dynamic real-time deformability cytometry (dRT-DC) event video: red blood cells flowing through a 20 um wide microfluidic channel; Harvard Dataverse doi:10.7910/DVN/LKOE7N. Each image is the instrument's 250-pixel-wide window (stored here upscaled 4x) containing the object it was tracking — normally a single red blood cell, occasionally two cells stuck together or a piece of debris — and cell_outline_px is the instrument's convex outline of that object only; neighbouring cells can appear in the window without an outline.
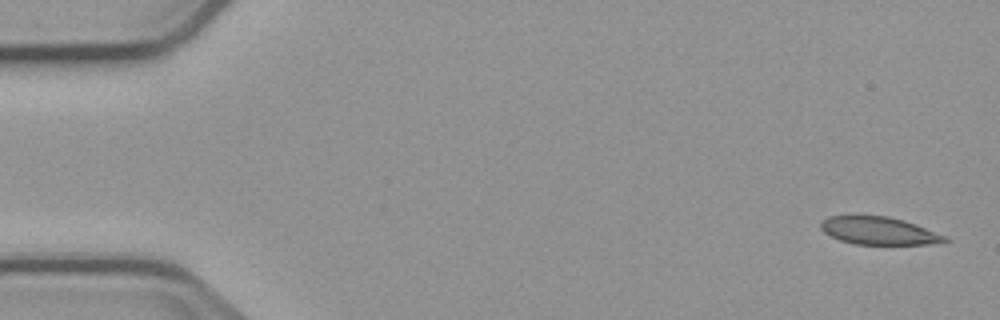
{"species": "common noctule bat (a hibernating species)", "species_latin": "Nyctalus noctula", "temperature_condition": "cold", "stored_images_in_passage": 5, "camera_frame_rate_fps": 3000, "um_per_image_px": 0.085, "animal": {"sex": "male", "body_mass_g": 23.1, "forearm_length_mm": 52.7}, "frame": {"image": 1, "passage_image": 1, "time_ms": 0.0, "image_size_px": [1000, 320], "cell_outline_px": [[948, 240], [928, 244], [856, 244], [840, 240], [824, 232], [820, 228], [820, 224], [828, 216], [888, 216], [904, 220], [916, 224], [944, 236]], "centroid_in_image_um": [74.66, 19.61], "position_along_channel_um": 10.3, "area_um2": 19.59}}
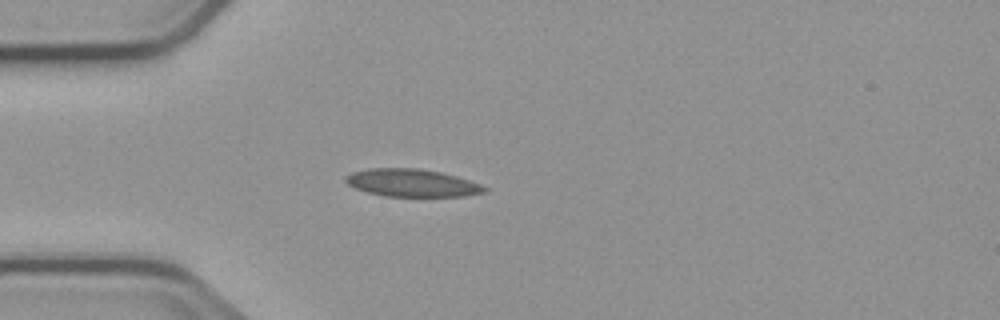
{"frame": {"image": 2, "passage_image": 4, "time_ms": 4.333, "image_size_px": [1000, 320], "cell_outline_px": [[488, 188], [484, 192], [464, 196], [384, 196], [368, 192], [356, 188], [348, 184], [344, 180], [344, 176], [352, 172], [368, 168], [420, 168], [440, 172], [456, 176], [480, 184]], "centroid_in_image_um": [34.98, 15.54], "position_along_channel_um": 50.0, "area_um2": 22.25}}